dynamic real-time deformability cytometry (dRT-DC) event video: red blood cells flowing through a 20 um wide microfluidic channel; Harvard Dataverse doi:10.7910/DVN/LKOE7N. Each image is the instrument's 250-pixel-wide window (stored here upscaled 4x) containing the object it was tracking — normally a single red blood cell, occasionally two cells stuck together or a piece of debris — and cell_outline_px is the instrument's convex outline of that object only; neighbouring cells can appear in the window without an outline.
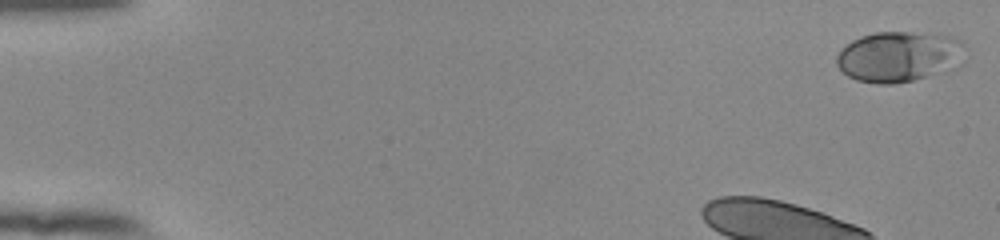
{"species": "human", "species_latin": "Homo sapiens", "temperature_condition": "room temperature", "stored_images_in_passage": 45, "camera_frame_rate_fps": 3000, "um_per_image_px": 0.085, "donor": {"sex": "female"}, "frame": {"image": 1, "passage_image": 1, "time_ms": 0.0, "image_size_px": [1000, 240], "cell_outline_px": [[964, 64], [948, 72], [912, 80], [892, 84], [880, 84], [856, 80], [848, 76], [836, 64], [836, 56], [840, 48], [852, 40], [860, 36], [872, 32], [940, 32], [960, 40], [964, 44]], "centroid_in_image_um": [76.48, 4.79], "position_along_channel_um": 8.5, "area_um2": 38.96}, "authors_computed_cell_mechanics": {"area_um2": 33.4662, "velocity_mm_per_s": 3.8004, "shape_relaxation_time_tau1_ms": 0.4573, "shape_relaxation_time_tau2_ms": null, "deformation_change_tau1": 0.3021, "deformation_change_tau2": null}}